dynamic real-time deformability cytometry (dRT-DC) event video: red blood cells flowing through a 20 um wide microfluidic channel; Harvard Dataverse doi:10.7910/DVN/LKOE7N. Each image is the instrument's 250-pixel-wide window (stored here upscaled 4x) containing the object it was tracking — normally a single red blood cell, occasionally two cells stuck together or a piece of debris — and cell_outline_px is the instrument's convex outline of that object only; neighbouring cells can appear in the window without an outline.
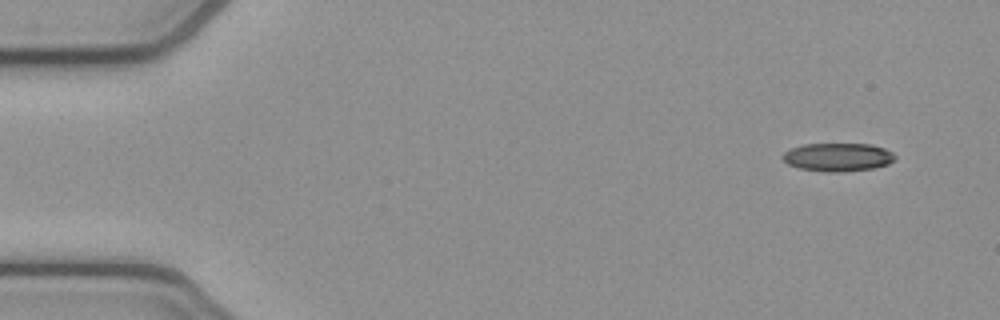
{"species": "common noctule bat (a hibernating species)", "species_latin": "Nyctalus noctula", "temperature_condition": "cold", "stored_images_in_passage": 5, "segment_of_instrument_passage": [1, 2], "camera_frame_rate_fps": 3000, "um_per_image_px": 0.085, "animal": {"sex": "female", "body_mass_g": 21.9}, "frame": {"image": 1, "passage_image": 1, "time_ms": 0.0, "image_size_px": [1000, 320], "cell_outline_px": [[896, 160], [888, 164], [872, 168], [840, 172], [828, 172], [800, 168], [788, 164], [780, 156], [784, 152], [792, 148], [804, 144], [872, 144], [884, 148], [892, 152], [896, 156]], "centroid_in_image_um": [71.23, 13.35], "position_along_channel_um": 13.8, "area_um2": 18.5}}
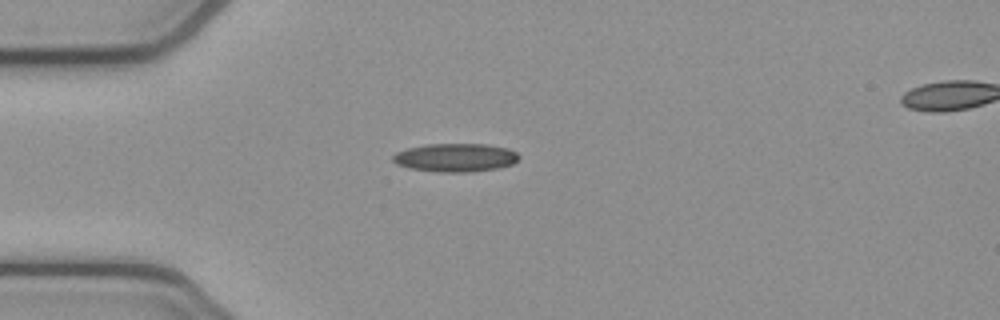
{"frame": {"image": 2, "passage_image": 4, "time_ms": 1.0, "image_size_px": [1000, 320], "cell_outline_px": [[520, 156], [512, 164], [500, 168], [472, 172], [440, 172], [408, 168], [396, 164], [392, 160], [392, 156], [396, 152], [408, 148], [428, 144], [488, 144], [508, 148], [516, 152]], "centroid_in_image_um": [38.72, 13.4], "position_along_channel_um": 46.3, "area_um2": 20.98}}